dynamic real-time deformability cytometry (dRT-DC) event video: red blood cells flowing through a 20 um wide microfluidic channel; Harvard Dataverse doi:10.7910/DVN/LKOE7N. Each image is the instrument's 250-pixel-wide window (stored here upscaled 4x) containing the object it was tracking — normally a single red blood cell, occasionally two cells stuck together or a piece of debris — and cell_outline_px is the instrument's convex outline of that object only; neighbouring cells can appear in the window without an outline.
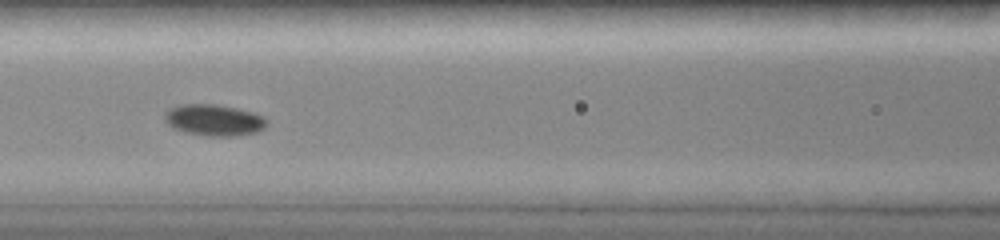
{"species": "common noctule bat (a hibernating species)", "species_latin": "Nyctalus noctula", "temperature_condition": "room temperature", "stored_images_in_passage": 28, "camera_frame_rate_fps": 3000, "um_per_image_px": 0.085, "animal": {"sex": "female", "body_mass_g": 19.0, "forearm_length_mm": 51.5}, "frame": {"image": 1, "passage_image": 8, "time_ms": 2.667, "image_size_px": [1000, 240], "cell_outline_px": [[268, 120], [264, 128], [256, 132], [236, 136], [208, 136], [188, 132], [176, 128], [168, 124], [164, 116], [164, 112], [180, 104], [216, 104], [236, 108], [252, 112], [264, 116]], "centroid_in_image_um": [18.23, 10.2], "position_along_channel_um": 148.4, "area_um2": 18.5}}
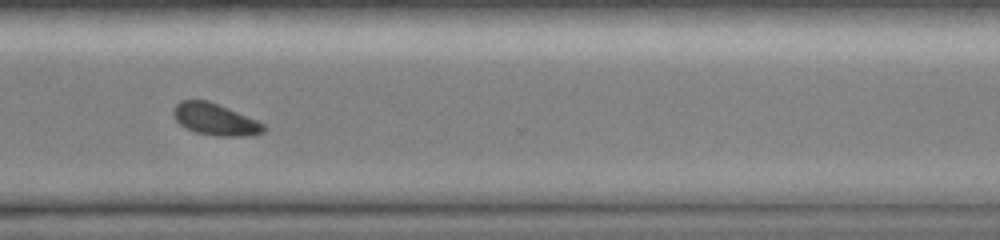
{"frame": {"image": 2, "passage_image": 23, "time_ms": 7.667, "image_size_px": [1000, 240], "cell_outline_px": [[264, 132], [252, 136], [216, 136], [196, 132], [180, 124], [176, 120], [172, 112], [176, 104], [180, 100], [208, 100], [228, 108], [256, 120], [264, 124]], "centroid_in_image_um": [18.28, 10.15], "position_along_channel_um": 352.3, "area_um2": 16.59}, "authors_computed_cell_mechanics": {"area_um2": 17.34, "velocity_mm_per_s": 4.0766, "shape_relaxation_time_tau1_ms": 1.6364, "shape_relaxation_time_tau2_ms": null, "deformation_change_tau1": 0.1051, "deformation_change_tau2": null}}